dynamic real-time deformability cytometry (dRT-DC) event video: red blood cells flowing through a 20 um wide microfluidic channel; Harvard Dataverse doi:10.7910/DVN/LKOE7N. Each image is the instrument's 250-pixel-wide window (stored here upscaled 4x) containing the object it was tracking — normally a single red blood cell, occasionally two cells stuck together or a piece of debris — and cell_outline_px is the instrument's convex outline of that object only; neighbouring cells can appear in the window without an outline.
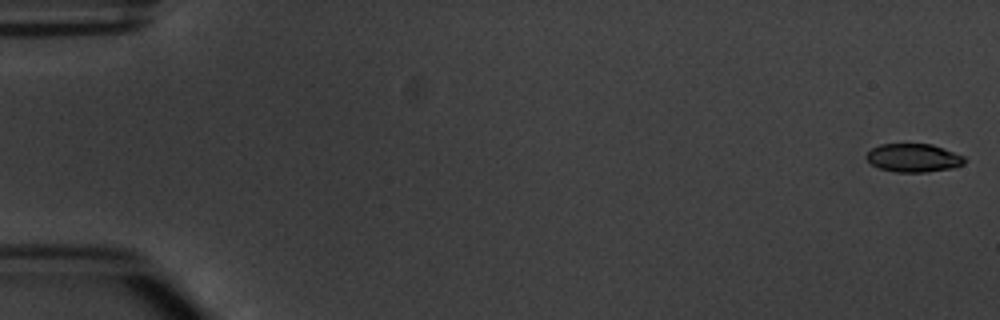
{"species": "common noctule bat (a hibernating species)", "species_latin": "Nyctalus noctula", "temperature_condition": "warm", "stored_images_in_passage": 6, "camera_frame_rate_fps": 3000, "um_per_image_px": 0.085, "animal": {"sex": "male", "body_mass_g": 20.1, "forearm_length_mm": 53.5}, "frame": {"image": 1, "passage_image": 1, "time_ms": 0.0, "image_size_px": [1000, 320], "cell_outline_px": [[968, 160], [964, 164], [952, 168], [924, 172], [896, 172], [880, 168], [872, 164], [864, 156], [872, 148], [880, 144], [932, 144], [964, 156]], "centroid_in_image_um": [77.66, 13.42], "position_along_channel_um": 7.3, "area_um2": 16.18}}
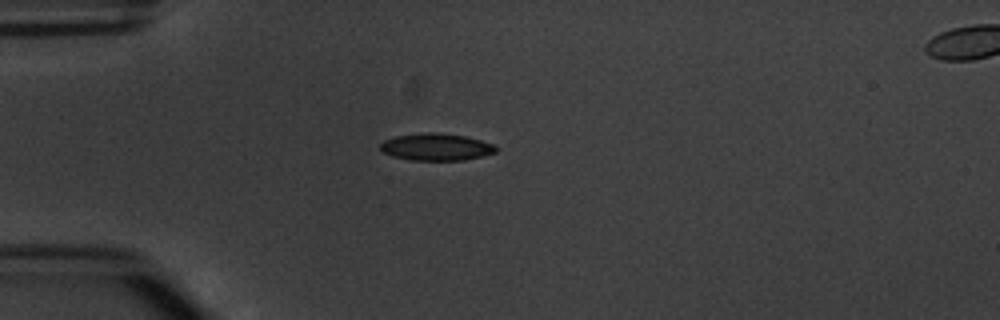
{"frame": {"image": 2, "passage_image": 5, "time_ms": 4.667, "image_size_px": [1000, 320], "cell_outline_px": [[496, 152], [464, 160], [408, 160], [392, 156], [384, 152], [380, 148], [380, 144], [384, 140], [396, 136], [424, 132], [436, 132], [464, 136], [480, 140], [492, 144], [496, 148]], "centroid_in_image_um": [37.04, 12.49], "position_along_channel_um": 48.0, "area_um2": 18.09}}